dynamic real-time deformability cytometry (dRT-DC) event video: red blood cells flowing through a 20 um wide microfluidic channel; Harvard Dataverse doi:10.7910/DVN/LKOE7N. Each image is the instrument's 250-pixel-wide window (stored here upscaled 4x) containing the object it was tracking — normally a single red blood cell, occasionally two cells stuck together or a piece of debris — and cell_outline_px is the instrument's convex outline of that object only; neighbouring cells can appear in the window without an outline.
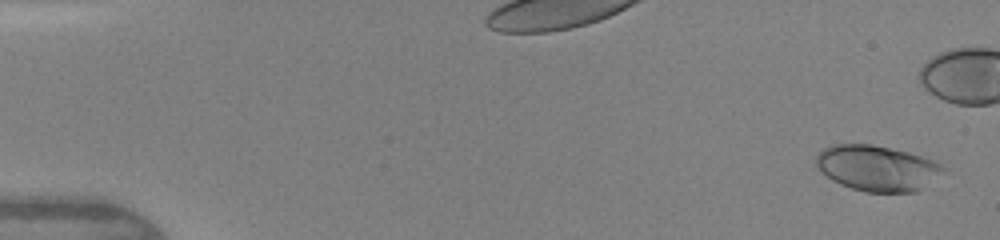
{"species": "human", "species_latin": "Homo sapiens", "temperature_condition": "warm", "stored_images_in_passage": 78, "camera_frame_rate_fps": 3000, "um_per_image_px": 0.085, "donor": {"sex": "female"}, "frame": {"image": 1, "passage_image": 2, "time_ms": 0.333, "image_size_px": [1000, 240], "cell_outline_px": [[944, 168], [916, 192], [864, 192], [840, 184], [832, 180], [816, 164], [816, 156], [824, 148], [832, 144], [872, 144], [908, 152], [932, 160], [940, 164]], "centroid_in_image_um": [74.49, 14.28], "position_along_channel_um": 10.5, "area_um2": 33.0}}
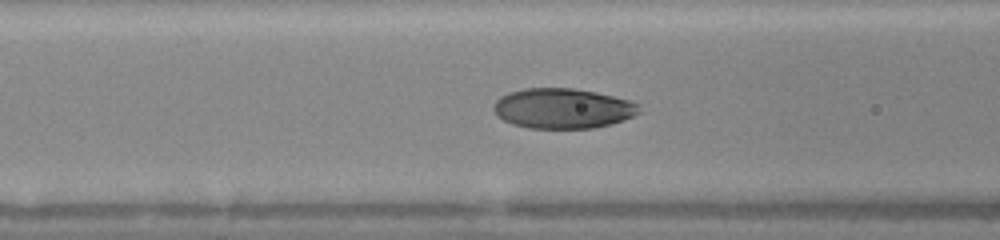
{"frame": {"image": 2, "passage_image": 39, "time_ms": 6.333, "image_size_px": [1000, 240], "cell_outline_px": [[640, 112], [624, 120], [612, 124], [592, 128], [528, 128], [512, 124], [496, 116], [492, 108], [496, 100], [500, 96], [508, 92], [524, 88], [572, 88], [596, 92], [632, 100], [640, 104]], "centroid_in_image_um": [47.83, 9.21], "position_along_channel_um": 118.8, "area_um2": 34.39}}
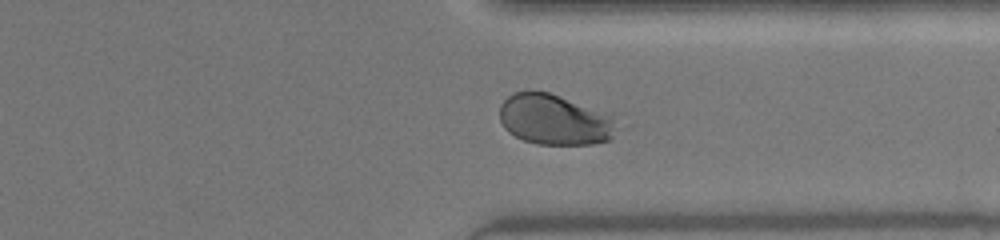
{"frame": {"image": 3, "passage_image": 74, "time_ms": 12.0, "image_size_px": [1000, 240], "cell_outline_px": [[612, 136], [608, 140], [592, 144], [536, 144], [524, 140], [508, 132], [504, 128], [500, 120], [500, 104], [508, 96], [516, 92], [548, 92], [612, 116]], "centroid_in_image_um": [47.04, 10.19], "position_along_channel_um": 364.4, "area_um2": 33.47}}